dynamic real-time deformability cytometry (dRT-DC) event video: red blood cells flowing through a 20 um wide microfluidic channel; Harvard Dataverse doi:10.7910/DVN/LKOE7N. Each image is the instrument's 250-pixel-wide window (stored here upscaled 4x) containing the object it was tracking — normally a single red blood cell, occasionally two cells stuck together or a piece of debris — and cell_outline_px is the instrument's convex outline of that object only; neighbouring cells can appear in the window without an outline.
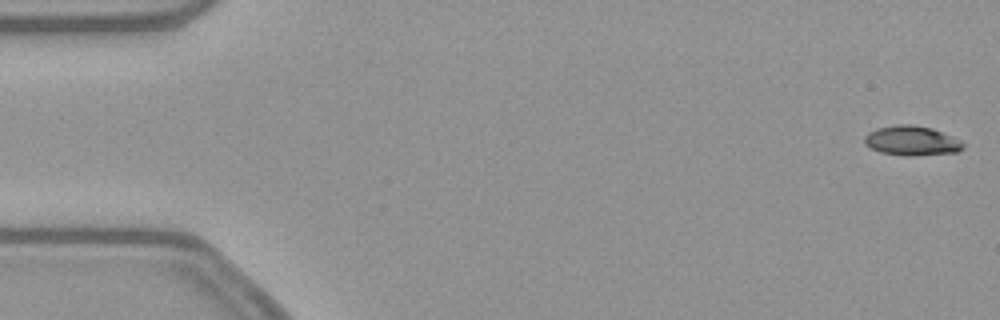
{"species": "common noctule bat (a hibernating species)", "species_latin": "Nyctalus noctula", "temperature_condition": "warm", "stored_images_in_passage": 53, "camera_frame_rate_fps": 3000, "um_per_image_px": 0.085, "animal": {"sex": "female", "body_mass_g": 21.9}, "frame": {"image": 1, "passage_image": 1, "time_ms": 0.0, "image_size_px": [1000, 320], "cell_outline_px": [[964, 148], [956, 152], [916, 156], [904, 156], [880, 152], [864, 144], [864, 136], [868, 132], [876, 128], [900, 124], [912, 124], [932, 128], [960, 140], [964, 144]], "centroid_in_image_um": [77.48, 11.96], "position_along_channel_um": 7.5, "area_um2": 17.11}}
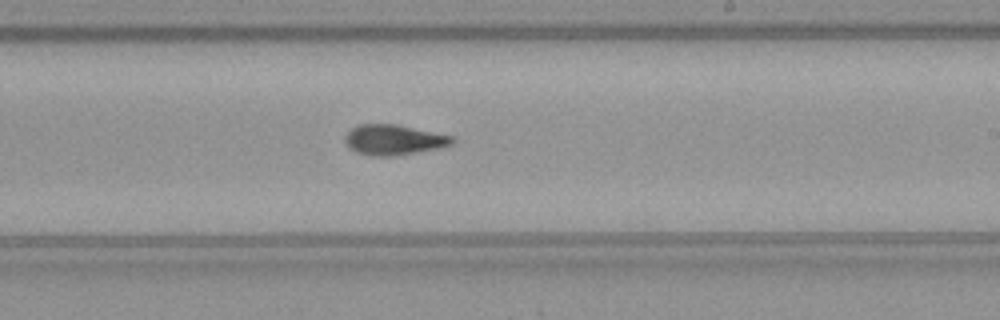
{"frame": {"image": 2, "passage_image": 31, "time_ms": 10.0, "image_size_px": [1000, 320], "cell_outline_px": [[456, 140], [452, 144], [440, 148], [396, 156], [372, 156], [356, 152], [348, 148], [344, 140], [344, 136], [352, 128], [360, 124], [396, 124], [456, 136]], "centroid_in_image_um": [33.5, 11.89], "position_along_channel_um": 255.5, "area_um2": 19.25}}
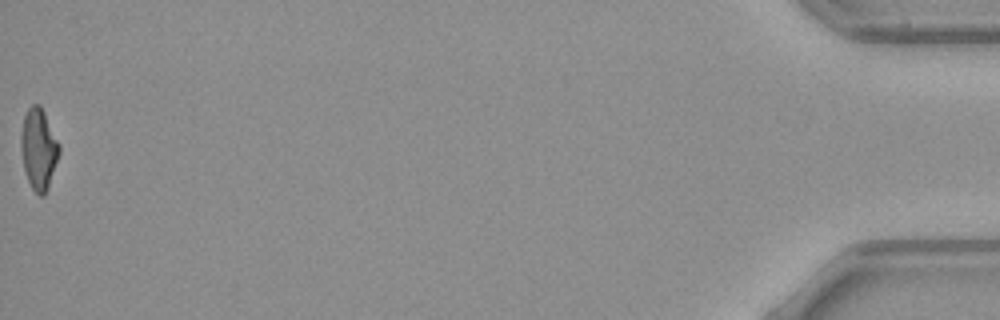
{"frame": {"image": 3, "passage_image": 53, "time_ms": 17.333, "image_size_px": [1000, 320], "cell_outline_px": [[60, 152], [48, 188], [44, 196], [40, 196], [32, 188], [28, 180], [24, 168], [20, 148], [20, 132], [24, 116], [28, 108], [32, 104], [40, 104], [60, 144]], "centroid_in_image_um": [3.28, 12.64], "position_along_channel_um": 431.9, "area_um2": 18.15}, "authors_computed_cell_mechanics": {"area_um2": 18.496, "velocity_mm_per_s": 3.9048, "shape_relaxation_time_tau1_ms": null, "shape_relaxation_time_tau2_ms": 5.0956, "deformation_change_tau1": null, "deformation_change_tau2": 0.134}}